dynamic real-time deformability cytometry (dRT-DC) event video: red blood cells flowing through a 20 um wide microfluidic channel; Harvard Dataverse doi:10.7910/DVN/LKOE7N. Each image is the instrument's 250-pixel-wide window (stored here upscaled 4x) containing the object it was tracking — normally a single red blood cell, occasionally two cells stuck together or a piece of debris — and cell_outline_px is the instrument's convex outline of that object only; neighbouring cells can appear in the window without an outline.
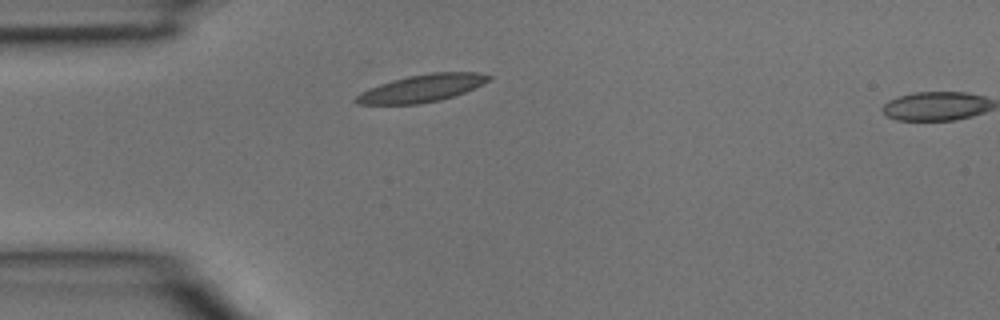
{"species": "common noctule bat (a hibernating species)", "species_latin": "Nyctalus noctula", "temperature_condition": "room temperature", "stored_images_in_passage": 2, "segment_of_instrument_passage": [1, 2], "camera_frame_rate_fps": 3000, "um_per_image_px": 0.085, "animal": {"sex": "male", "body_mass_g": 15.6}, "frame": {"image": 1, "passage_image": 1, "time_ms": 0.0, "image_size_px": [1000, 320], "cell_outline_px": [[492, 76], [488, 80], [464, 92], [440, 100], [420, 104], [356, 104], [352, 100], [360, 92], [380, 84], [392, 80], [408, 76], [432, 72], [480, 72]], "centroid_in_image_um": [35.81, 7.5], "position_along_channel_um": 49.2, "area_um2": 20.98}}